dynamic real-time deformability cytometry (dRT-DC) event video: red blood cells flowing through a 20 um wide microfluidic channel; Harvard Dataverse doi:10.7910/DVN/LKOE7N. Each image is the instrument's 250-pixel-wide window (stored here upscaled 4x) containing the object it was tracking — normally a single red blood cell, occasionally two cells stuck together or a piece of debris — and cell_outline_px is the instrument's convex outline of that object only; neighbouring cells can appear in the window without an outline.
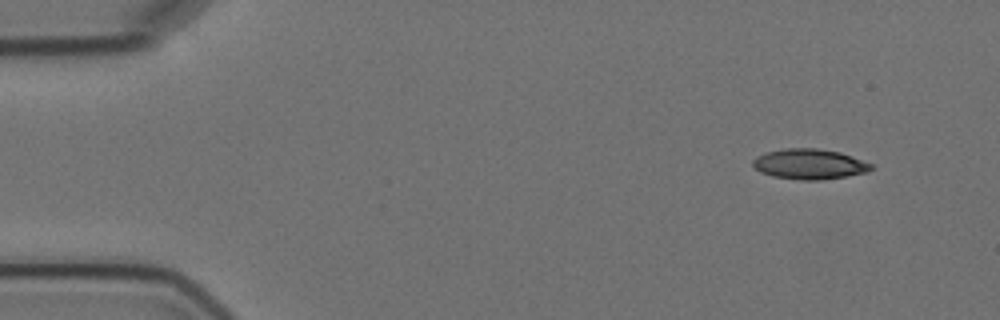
{"species": "Egyptian fruit bat (a non-hibernating species)", "species_latin": "Rousettus aegyptiacus", "temperature_condition": "cold", "stored_images_in_passage": 4, "camera_frame_rate_fps": 3000, "um_per_image_px": 0.085, "animal": {"sex": "female"}, "frame": {"image": 1, "passage_image": 1, "time_ms": 0.0, "image_size_px": [1000, 320], "cell_outline_px": [[876, 168], [868, 172], [820, 180], [800, 180], [772, 176], [760, 172], [752, 164], [752, 160], [756, 156], [764, 152], [784, 148], [816, 148], [840, 152], [876, 164]], "centroid_in_image_um": [68.84, 13.94], "position_along_channel_um": 16.2, "area_um2": 21.21}}
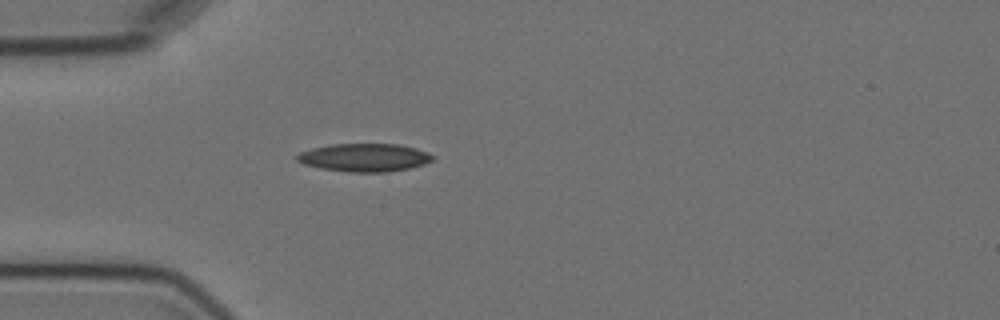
{"frame": {"image": 2, "passage_image": 4, "time_ms": 3.667, "image_size_px": [1000, 320], "cell_outline_px": [[436, 156], [432, 160], [424, 164], [412, 168], [388, 172], [348, 172], [320, 168], [304, 164], [296, 160], [296, 156], [300, 152], [312, 148], [332, 144], [400, 144], [416, 148], [428, 152]], "centroid_in_image_um": [31.01, 13.39], "position_along_channel_um": 54.0, "area_um2": 22.37}}